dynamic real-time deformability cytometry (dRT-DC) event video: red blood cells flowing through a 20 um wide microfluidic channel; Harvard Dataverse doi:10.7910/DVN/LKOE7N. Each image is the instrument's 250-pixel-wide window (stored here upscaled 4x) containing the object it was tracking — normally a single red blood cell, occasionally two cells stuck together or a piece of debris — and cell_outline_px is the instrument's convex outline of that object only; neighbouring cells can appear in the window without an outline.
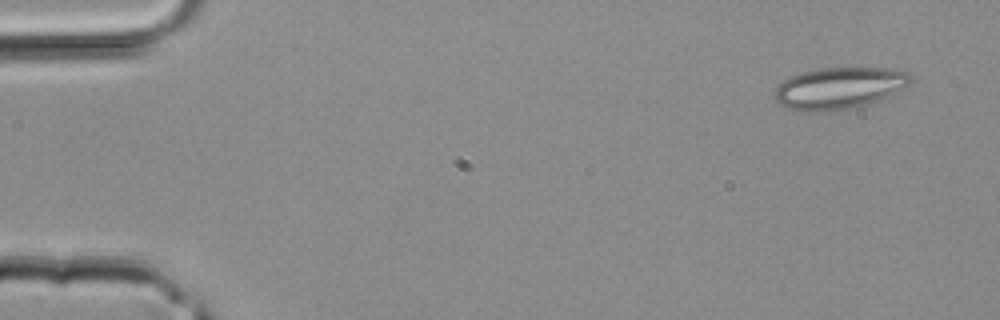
{"species": "common noctule bat (a hibernating species)", "species_latin": "Nyctalus noctula", "temperature_condition": "room temperature", "stored_images_in_passage": 3, "camera_frame_rate_fps": 3000, "um_per_image_px": 0.085, "animal": {"sex": "male", "body_mass_g": 20.4}, "frame": {"image": 1, "passage_image": 1, "time_ms": 0.0, "image_size_px": [1000, 320], "cell_outline_px": [[912, 80], [904, 88], [880, 100], [856, 108], [820, 112], [804, 112], [784, 108], [776, 100], [776, 88], [784, 80], [800, 72], [820, 68], [884, 68], [908, 72], [912, 76]], "centroid_in_image_um": [71.33, 7.51], "position_along_channel_um": 13.7, "area_um2": 33.18}}
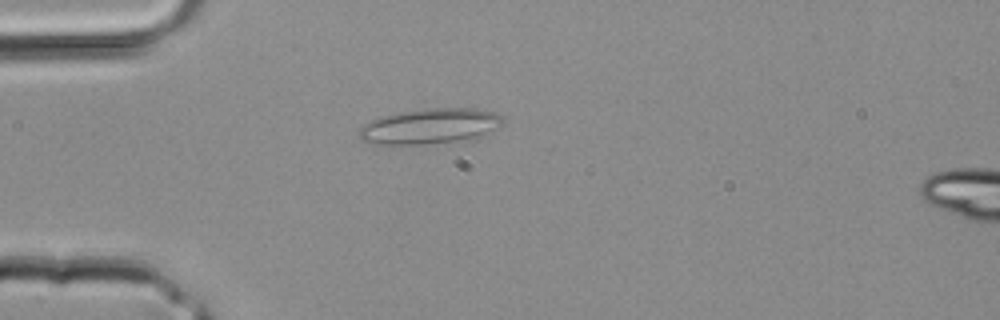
{"frame": {"image": 2, "passage_image": 3, "time_ms": 0.667, "image_size_px": [1000, 320], "cell_outline_px": [[504, 120], [500, 124], [476, 140], [388, 148], [360, 140], [360, 128], [364, 124], [380, 116], [396, 112], [428, 108], [476, 108], [492, 112], [500, 116]], "centroid_in_image_um": [36.47, 10.78], "position_along_channel_um": 48.5, "area_um2": 30.81}}